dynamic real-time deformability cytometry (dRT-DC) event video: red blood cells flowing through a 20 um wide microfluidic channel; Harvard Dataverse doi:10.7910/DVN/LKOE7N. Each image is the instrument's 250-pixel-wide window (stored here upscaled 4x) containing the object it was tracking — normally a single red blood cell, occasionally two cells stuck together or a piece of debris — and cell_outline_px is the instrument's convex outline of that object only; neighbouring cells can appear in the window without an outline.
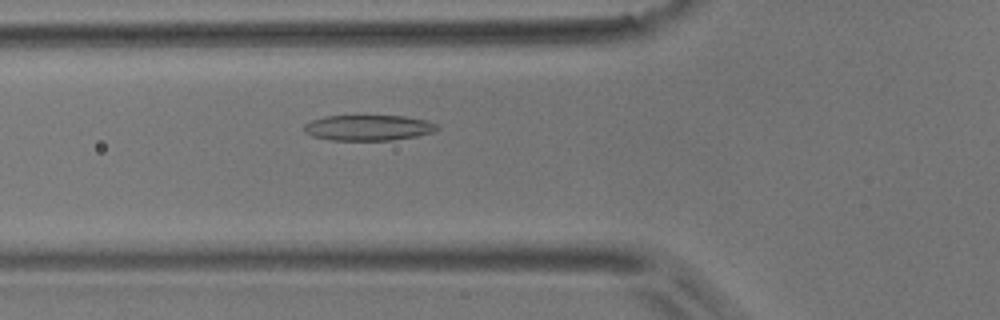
{"species": "common noctule bat (a hibernating species)", "species_latin": "Nyctalus noctula", "temperature_condition": "room temperature", "stored_images_in_passage": 51, "camera_frame_rate_fps": 3000, "um_per_image_px": 0.085, "animal": {"sex": "male", "body_mass_g": 17.9}, "frame": {"image": 1, "passage_image": 16, "time_ms": 5.0, "image_size_px": [1000, 320], "cell_outline_px": [[440, 128], [432, 132], [416, 136], [392, 140], [328, 140], [312, 136], [304, 132], [304, 124], [312, 120], [324, 116], [404, 116], [424, 120], [440, 124]], "centroid_in_image_um": [31.3, 10.86], "position_along_channel_um": 94.5, "area_um2": 19.88}}
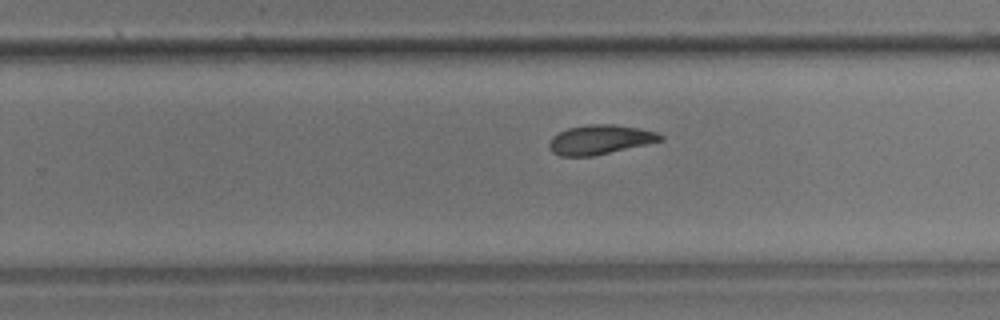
{"frame": {"image": 2, "passage_image": 31, "time_ms": 10.0, "image_size_px": [1000, 320], "cell_outline_px": [[664, 140], [592, 156], [560, 156], [552, 152], [548, 148], [548, 144], [552, 136], [568, 128], [588, 124], [616, 124], [656, 132], [664, 136]], "centroid_in_image_um": [50.97, 11.86], "position_along_channel_um": 278.8, "area_um2": 18.96}}
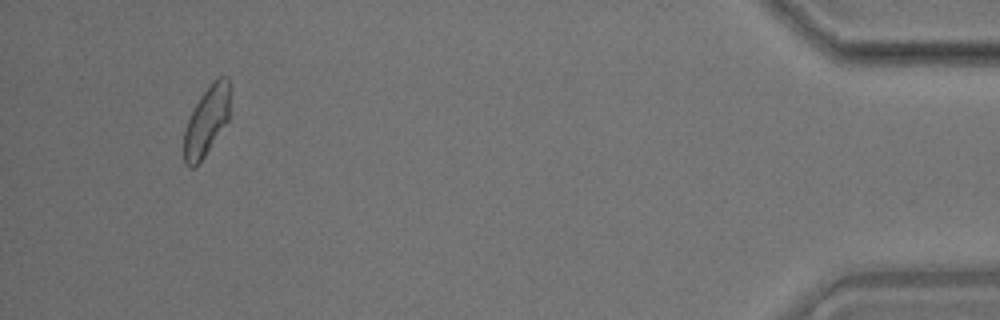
{"frame": {"image": 3, "passage_image": 48, "time_ms": 15.667, "image_size_px": [1000, 320], "cell_outline_px": [[228, 120], [204, 156], [192, 168], [188, 168], [184, 164], [184, 132], [188, 120], [200, 96], [216, 76], [228, 76]], "centroid_in_image_um": [17.53, 10.28], "position_along_channel_um": 417.7, "area_um2": 18.09}, "authors_computed_cell_mechanics": {"area_um2": 19.4208, "velocity_mm_per_s": 3.6788, "shape_relaxation_time_tau1_ms": 5.6835, "shape_relaxation_time_tau2_ms": 2.9368, "deformation_change_tau1": 0.1386, "deformation_change_tau2": 0.0873}}